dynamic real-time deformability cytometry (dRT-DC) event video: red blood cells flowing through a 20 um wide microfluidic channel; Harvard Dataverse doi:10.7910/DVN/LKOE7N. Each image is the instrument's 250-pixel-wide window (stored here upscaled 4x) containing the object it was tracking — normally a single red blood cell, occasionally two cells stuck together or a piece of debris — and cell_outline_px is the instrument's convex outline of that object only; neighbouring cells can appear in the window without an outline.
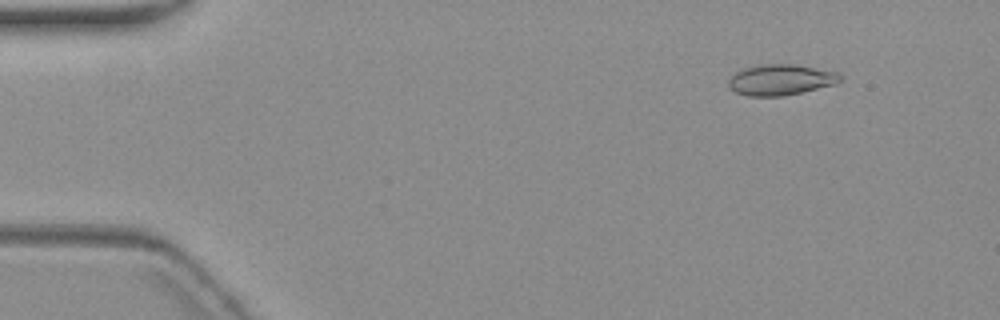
{"species": "common noctule bat (a hibernating species)", "species_latin": "Nyctalus noctula", "temperature_condition": "warm", "stored_images_in_passage": 6, "segment_of_instrument_passage": [1, 2], "camera_frame_rate_fps": 3000, "um_per_image_px": 0.085, "animal": {"sex": "female", "body_mass_g": 19.3, "forearm_length_mm": 54.1}, "frame": {"image": 1, "passage_image": 2, "time_ms": 1.333, "image_size_px": [1000, 320], "cell_outline_px": [[840, 80], [836, 84], [784, 96], [748, 96], [736, 92], [728, 88], [728, 80], [736, 72], [744, 68], [764, 64], [792, 64], [840, 72]], "centroid_in_image_um": [66.35, 6.78], "position_along_channel_um": 18.7, "area_um2": 20.0}}
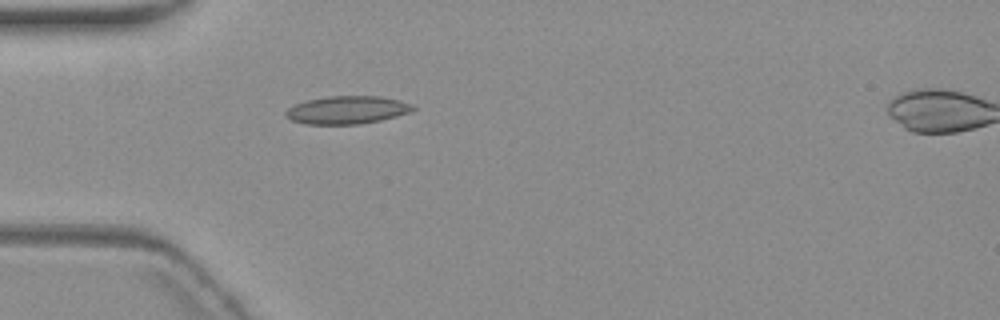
{"frame": {"image": 2, "passage_image": 5, "time_ms": 5.0, "image_size_px": [1000, 320], "cell_outline_px": [[416, 108], [412, 112], [380, 120], [360, 124], [304, 124], [292, 120], [284, 116], [284, 112], [288, 108], [296, 104], [308, 100], [328, 96], [380, 96], [400, 100], [412, 104]], "centroid_in_image_um": [29.52, 9.35], "position_along_channel_um": 55.5, "area_um2": 20.75}}